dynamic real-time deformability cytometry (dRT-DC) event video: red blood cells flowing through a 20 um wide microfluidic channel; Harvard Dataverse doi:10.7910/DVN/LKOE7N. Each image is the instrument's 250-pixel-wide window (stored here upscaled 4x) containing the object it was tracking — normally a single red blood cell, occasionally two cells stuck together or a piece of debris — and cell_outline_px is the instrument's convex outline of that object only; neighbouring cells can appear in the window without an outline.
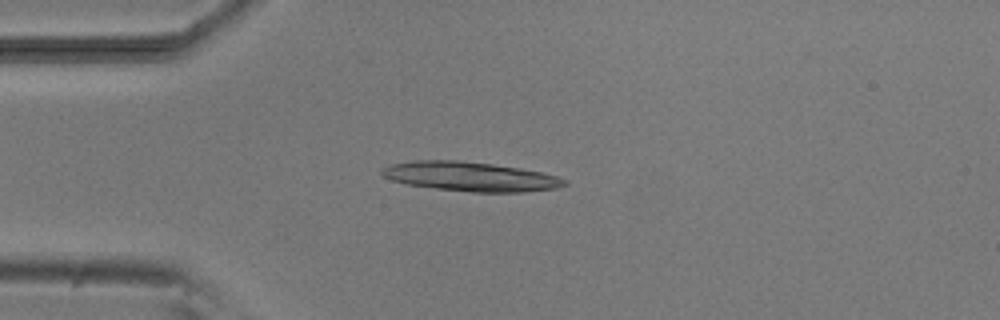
{"species": "common noctule bat (a hibernating species)", "species_latin": "Nyctalus noctula", "temperature_condition": "room temperature", "stored_images_in_passage": 4, "camera_frame_rate_fps": 3000, "um_per_image_px": 0.085, "animal": {"sex": "male", "body_mass_g": 20.5, "forearm_length_mm": 52.5}, "frame": {"image": 1, "passage_image": 3, "time_ms": 2.333, "image_size_px": [1000, 320], "cell_outline_px": [[568, 184], [556, 188], [524, 192], [472, 192], [436, 188], [408, 184], [392, 180], [384, 176], [380, 172], [380, 168], [392, 164], [412, 160], [456, 160], [492, 164], [520, 168], [540, 172], [556, 176], [568, 180]], "centroid_in_image_um": [39.98, 15.0], "position_along_channel_um": 45.0, "area_um2": 31.1}}